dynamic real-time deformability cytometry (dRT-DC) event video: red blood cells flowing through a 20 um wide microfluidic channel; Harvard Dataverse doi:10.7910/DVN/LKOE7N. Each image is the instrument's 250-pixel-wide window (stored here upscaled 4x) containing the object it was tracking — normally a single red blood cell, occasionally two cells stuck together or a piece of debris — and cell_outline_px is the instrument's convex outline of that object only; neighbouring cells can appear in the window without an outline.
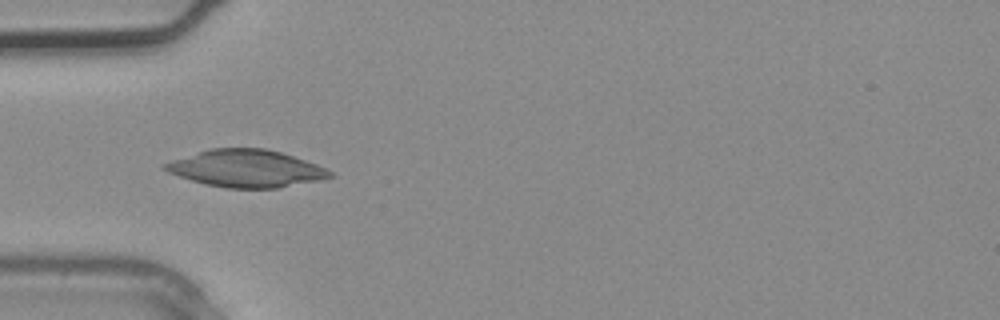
{"species": "common noctule bat (a hibernating species)", "species_latin": "Nyctalus noctula", "temperature_condition": "warm", "stored_images_in_passage": 3, "camera_frame_rate_fps": 3000, "um_per_image_px": 0.085, "animal": {"sex": "male", "body_mass_g": 20.4}, "frame": {"image": 1, "passage_image": 3, "time_ms": 0.667, "image_size_px": [1000, 320], "cell_outline_px": [[336, 176], [320, 180], [276, 188], [228, 188], [204, 184], [168, 172], [160, 168], [160, 164], [172, 160], [212, 148], [264, 148], [280, 152], [316, 164], [332, 172]], "centroid_in_image_um": [20.9, 14.32], "position_along_channel_um": 64.1, "area_um2": 35.6}}